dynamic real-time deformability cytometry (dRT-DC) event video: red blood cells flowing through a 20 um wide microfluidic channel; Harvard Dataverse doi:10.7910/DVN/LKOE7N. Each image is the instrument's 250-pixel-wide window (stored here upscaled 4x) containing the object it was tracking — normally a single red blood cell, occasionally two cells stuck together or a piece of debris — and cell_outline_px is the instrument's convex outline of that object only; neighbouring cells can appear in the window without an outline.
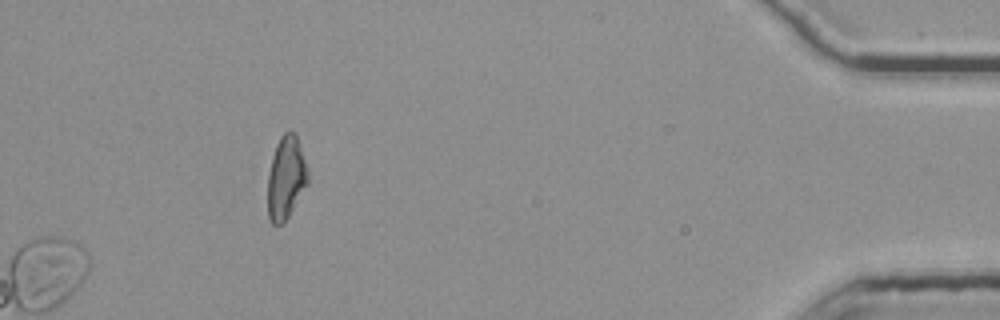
{"species": "common noctule bat (a hibernating species)", "species_latin": "Nyctalus noctula", "temperature_condition": "room temperature", "stored_images_in_passage": 54, "camera_frame_rate_fps": 3000, "um_per_image_px": 0.085, "animal": {"sex": "female", "body_mass_g": 25.1}, "frame": {"image": 1, "passage_image": 54, "time_ms": 17.667, "image_size_px": [1000, 320], "cell_outline_px": [[308, 184], [284, 224], [272, 224], [268, 220], [268, 176], [272, 156], [276, 144], [280, 136], [284, 132], [296, 132], [308, 168]], "centroid_in_image_um": [24.32, 15.11], "position_along_channel_um": 410.9, "area_um2": 19.71}}